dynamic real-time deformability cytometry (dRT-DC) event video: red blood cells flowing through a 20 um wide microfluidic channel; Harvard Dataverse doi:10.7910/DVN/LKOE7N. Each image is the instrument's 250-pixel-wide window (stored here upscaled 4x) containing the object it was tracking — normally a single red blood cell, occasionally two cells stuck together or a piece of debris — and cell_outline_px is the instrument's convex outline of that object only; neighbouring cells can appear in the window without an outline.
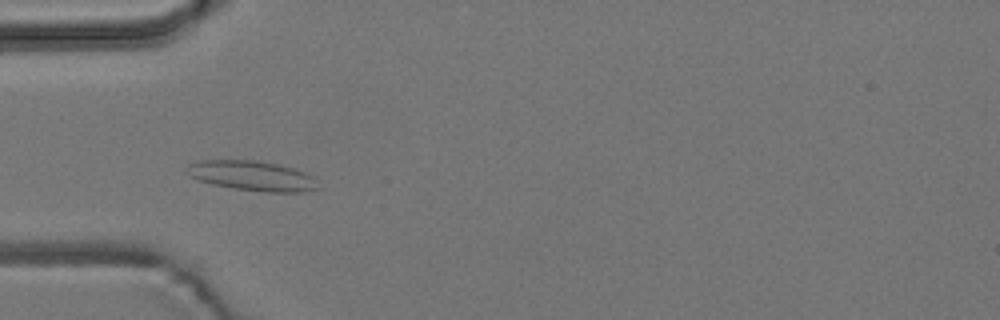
{"species": "common noctule bat (a hibernating species)", "species_latin": "Nyctalus noctula", "temperature_condition": "room temperature", "stored_images_in_passage": 44, "camera_frame_rate_fps": 3000, "um_per_image_px": 0.085, "animal": {"sex": "male", "body_mass_g": 19.2, "forearm_length_mm": 51.8}, "frame": {"image": 1, "passage_image": 16, "time_ms": 5.0, "image_size_px": [1000, 320], "cell_outline_px": [[320, 188], [304, 192], [264, 192], [232, 188], [212, 184], [200, 180], [184, 172], [184, 168], [188, 164], [200, 160], [260, 160], [280, 164], [296, 168], [308, 172], [316, 176]], "centroid_in_image_um": [21.51, 14.93], "position_along_channel_um": 63.5, "area_um2": 23.52}}
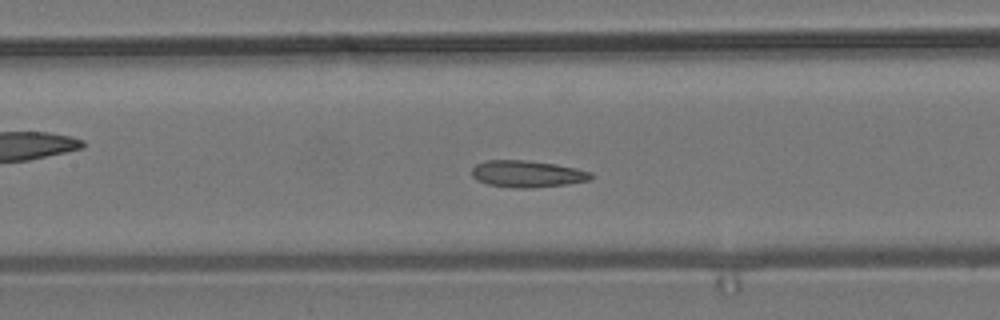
{"frame": {"image": 2, "passage_image": 24, "time_ms": 7.667, "image_size_px": [1000, 320], "cell_outline_px": [[596, 176], [592, 180], [564, 184], [528, 188], [512, 188], [488, 184], [476, 180], [472, 176], [472, 168], [476, 164], [488, 160], [524, 160], [556, 164], [576, 168], [592, 172]], "centroid_in_image_um": [44.84, 14.78], "position_along_channel_um": 162.6, "area_um2": 18.67}}
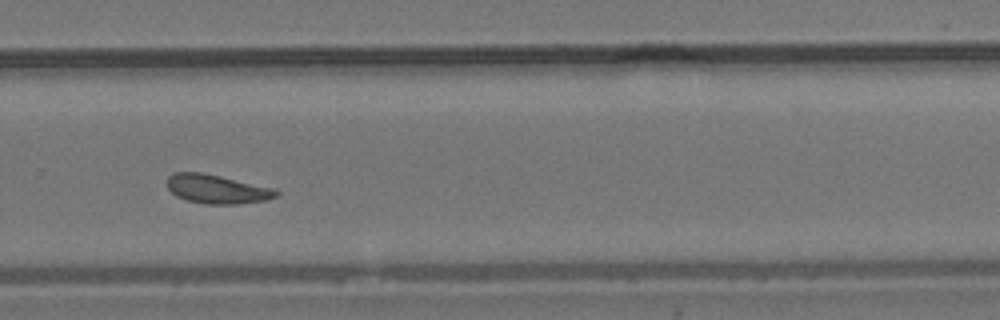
{"frame": {"image": 3, "passage_image": 36, "time_ms": 11.667, "image_size_px": [1000, 320], "cell_outline_px": [[280, 192], [276, 196], [268, 200], [240, 204], [204, 204], [188, 200], [176, 196], [168, 188], [168, 176], [172, 172], [200, 172], [220, 176], [272, 188]], "centroid_in_image_um": [18.43, 16.08], "position_along_channel_um": 311.4, "area_um2": 18.26}, "authors_computed_cell_mechanics": {"area_um2": 18.5827, "velocity_mm_per_s": 3.7455, "shape_relaxation_time_tau1_ms": null, "shape_relaxation_time_tau2_ms": 2.7131, "deformation_change_tau1": null, "deformation_change_tau2": 0.088}}